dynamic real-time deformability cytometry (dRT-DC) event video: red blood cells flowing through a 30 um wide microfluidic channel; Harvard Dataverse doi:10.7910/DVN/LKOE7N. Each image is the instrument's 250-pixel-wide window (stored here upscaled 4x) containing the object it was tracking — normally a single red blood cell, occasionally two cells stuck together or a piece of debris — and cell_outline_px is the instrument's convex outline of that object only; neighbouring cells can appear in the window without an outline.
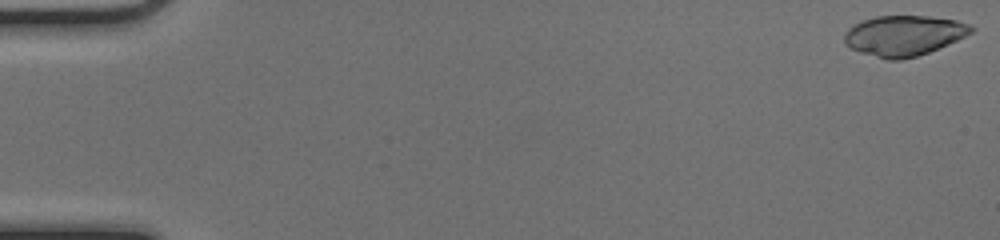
{"species": "common noctule bat (a hibernating species)", "species_latin": "Nyctalus noctula", "temperature_condition": "cold", "stored_images_in_passage": 51, "camera_frame_rate_fps": 3000, "um_per_image_px": 0.085, "animal": {"sex": "female", "body_mass_g": 17.0, "forearm_length_mm": 48.0}, "frame": {"image": 1, "passage_image": 1, "time_ms": 0.0, "image_size_px": [1000, 240], "cell_outline_px": [[976, 28], [972, 32], [948, 44], [928, 52], [916, 56], [900, 60], [888, 60], [860, 52], [844, 44], [844, 36], [848, 28], [864, 20], [876, 16], [928, 16], [956, 20], [972, 24]], "centroid_in_image_um": [76.84, 3.02], "position_along_channel_um": 8.2, "area_um2": 29.65}}
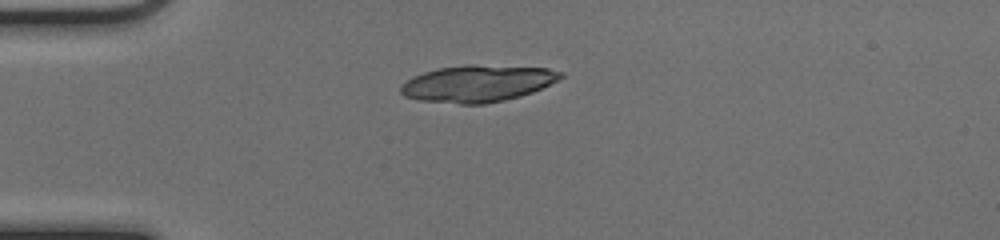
{"frame": {"image": 2, "passage_image": 14, "time_ms": 4.333, "image_size_px": [1000, 240], "cell_outline_px": [[564, 76], [532, 92], [520, 96], [504, 100], [484, 104], [460, 104], [420, 100], [404, 96], [400, 92], [400, 88], [412, 76], [436, 68], [468, 64], [472, 64], [548, 68], [564, 72]], "centroid_in_image_um": [40.58, 7.09], "position_along_channel_um": 44.4, "area_um2": 34.16}}